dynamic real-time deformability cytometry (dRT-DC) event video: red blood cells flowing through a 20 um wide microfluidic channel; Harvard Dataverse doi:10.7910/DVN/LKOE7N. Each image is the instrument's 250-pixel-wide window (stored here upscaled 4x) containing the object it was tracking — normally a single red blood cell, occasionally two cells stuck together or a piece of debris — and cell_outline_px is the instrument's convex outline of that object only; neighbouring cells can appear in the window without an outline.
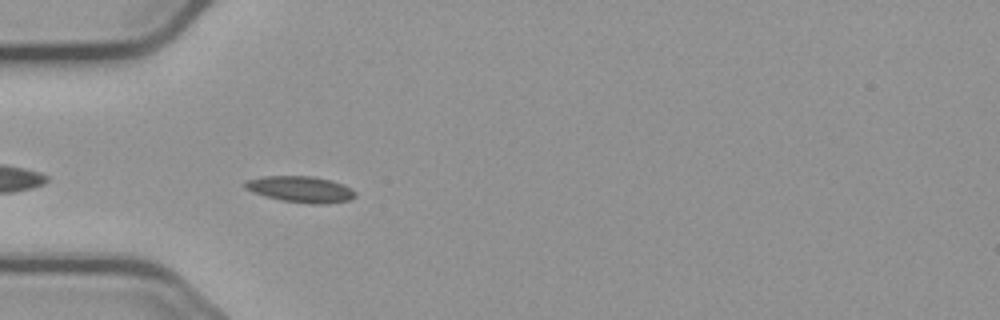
{"species": "common noctule bat (a hibernating species)", "species_latin": "Nyctalus noctula", "temperature_condition": "cold", "stored_images_in_passage": 33, "camera_frame_rate_fps": 3000, "um_per_image_px": 0.085, "animal": {"sex": "male", "body_mass_g": 23.1, "forearm_length_mm": 52.7}, "frame": {"image": 1, "passage_image": 4, "time_ms": 1.0, "image_size_px": [1000, 320], "cell_outline_px": [[356, 196], [348, 200], [324, 204], [312, 204], [280, 200], [264, 196], [252, 192], [244, 188], [244, 180], [264, 176], [312, 176], [332, 180], [344, 184], [352, 188], [356, 192]], "centroid_in_image_um": [25.54, 16.08], "position_along_channel_um": 59.5, "area_um2": 17.05}}
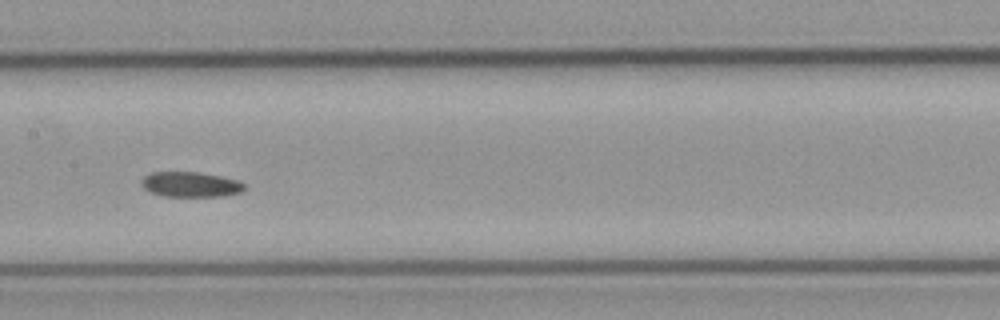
{"frame": {"image": 2, "passage_image": 15, "time_ms": 4.667, "image_size_px": [1000, 320], "cell_outline_px": [[244, 188], [240, 192], [224, 196], [164, 196], [152, 192], [144, 188], [140, 184], [140, 180], [144, 176], [152, 172], [200, 172], [240, 180], [244, 184]], "centroid_in_image_um": [16.19, 15.67], "position_along_channel_um": 191.2, "area_um2": 15.09}}
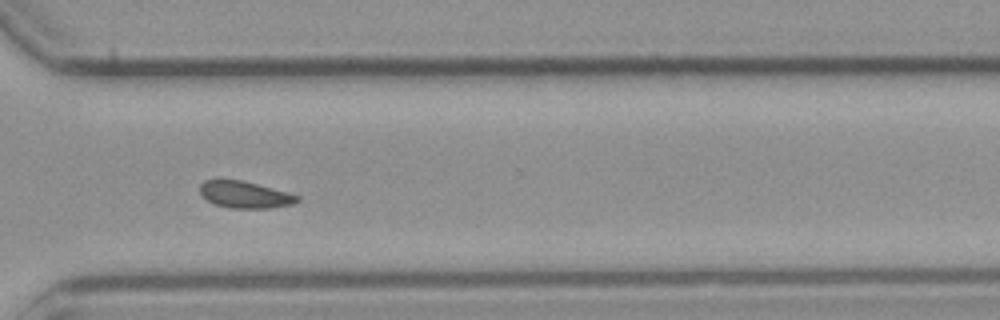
{"frame": {"image": 3, "passage_image": 28, "time_ms": 9.0, "image_size_px": [1000, 320], "cell_outline_px": [[300, 200], [292, 204], [268, 208], [228, 208], [216, 204], [208, 200], [200, 192], [200, 184], [204, 180], [216, 176], [240, 180], [288, 192], [300, 196]], "centroid_in_image_um": [20.76, 16.5], "position_along_channel_um": 349.8, "area_um2": 15.49}}